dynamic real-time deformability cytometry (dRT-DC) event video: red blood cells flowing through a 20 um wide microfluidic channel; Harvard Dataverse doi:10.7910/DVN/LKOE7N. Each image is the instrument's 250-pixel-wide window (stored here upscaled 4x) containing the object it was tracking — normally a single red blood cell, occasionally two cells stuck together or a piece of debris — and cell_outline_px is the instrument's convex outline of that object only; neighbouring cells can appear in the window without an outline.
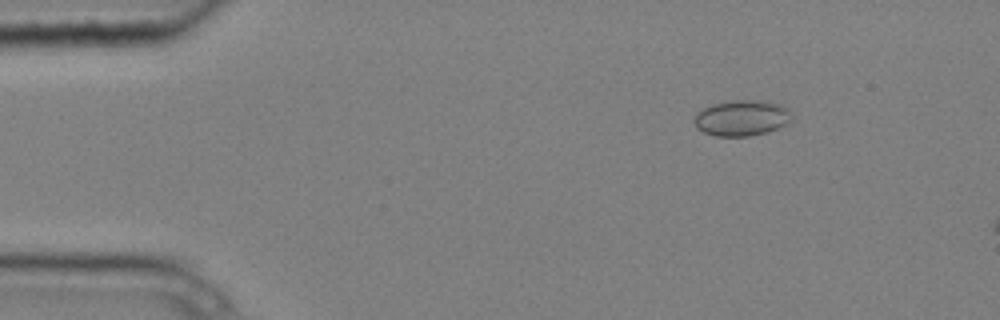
{"species": "common noctule bat (a hibernating species)", "species_latin": "Nyctalus noctula", "temperature_condition": "cold", "stored_images_in_passage": 3, "camera_frame_rate_fps": 3000, "um_per_image_px": 0.085, "animal": {"sex": "male", "body_mass_g": 20.4}, "frame": {"image": 1, "passage_image": 1, "time_ms": 0.0, "image_size_px": [1000, 320], "cell_outline_px": [[792, 120], [776, 128], [764, 132], [748, 136], [716, 136], [704, 132], [696, 128], [692, 120], [704, 108], [712, 104], [732, 100], [768, 100], [780, 104], [788, 108], [792, 116]], "centroid_in_image_um": [63.05, 10.01], "position_along_channel_um": 22.0, "area_um2": 20.29}}